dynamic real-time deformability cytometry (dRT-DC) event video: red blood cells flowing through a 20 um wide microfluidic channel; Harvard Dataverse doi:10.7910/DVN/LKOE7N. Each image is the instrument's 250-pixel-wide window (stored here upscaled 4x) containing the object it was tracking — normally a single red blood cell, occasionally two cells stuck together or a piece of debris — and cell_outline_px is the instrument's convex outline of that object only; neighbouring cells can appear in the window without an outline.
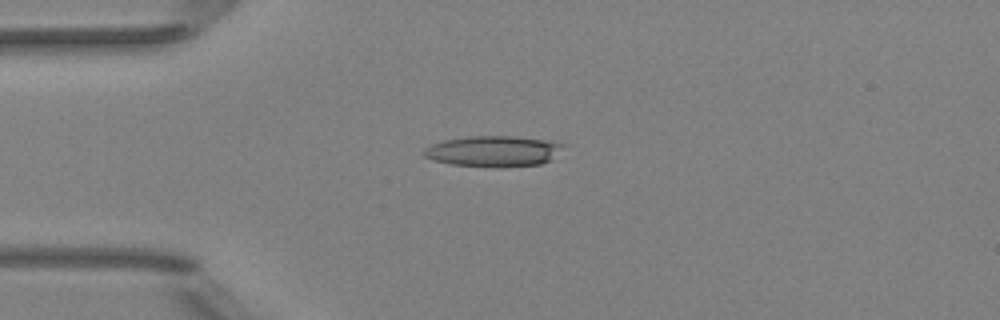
{"species": "Egyptian fruit bat (a non-hibernating species)", "species_latin": "Rousettus aegyptiacus", "temperature_condition": "room temperature", "stored_images_in_passage": 3, "camera_frame_rate_fps": 3000, "um_per_image_px": 0.085, "animal": {"sex": "female"}, "frame": {"image": 1, "passage_image": 1, "time_ms": 0.0, "image_size_px": [1000, 320], "cell_outline_px": [[568, 144], [548, 160], [540, 164], [452, 164], [432, 160], [424, 156], [420, 152], [424, 148], [432, 144], [444, 140], [468, 136], [512, 136], [544, 140]], "centroid_in_image_um": [41.87, 12.79], "position_along_channel_um": 43.1, "area_um2": 23.81}}
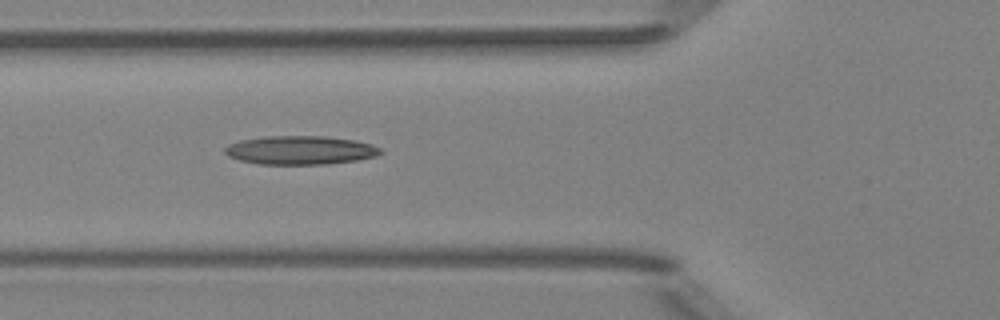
{"frame": {"image": 2, "passage_image": 3, "time_ms": 2.0, "image_size_px": [1000, 320], "cell_outline_px": [[384, 152], [376, 156], [356, 160], [328, 164], [260, 164], [240, 160], [228, 156], [224, 152], [224, 148], [228, 144], [240, 140], [264, 136], [324, 136], [352, 140], [372, 144], [380, 148]], "centroid_in_image_um": [25.51, 12.76], "position_along_channel_um": 100.3, "area_um2": 26.01}}